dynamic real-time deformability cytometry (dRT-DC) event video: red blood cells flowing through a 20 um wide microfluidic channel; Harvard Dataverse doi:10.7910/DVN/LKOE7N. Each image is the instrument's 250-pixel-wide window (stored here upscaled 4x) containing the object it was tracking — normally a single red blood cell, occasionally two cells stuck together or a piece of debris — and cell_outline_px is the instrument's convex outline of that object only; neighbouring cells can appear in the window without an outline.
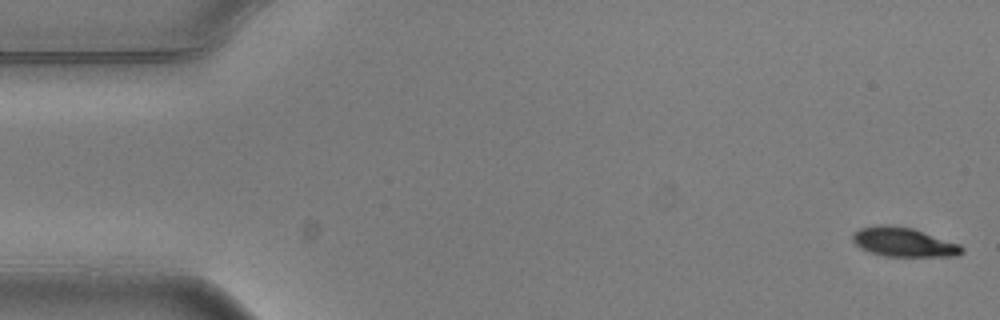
{"species": "common noctule bat (a hibernating species)", "species_latin": "Nyctalus noctula", "temperature_condition": "warm", "stored_images_in_passage": 14, "camera_frame_rate_fps": 3000, "um_per_image_px": 0.085, "animal": {"sex": "male", "body_mass_g": 20.5, "forearm_length_mm": 52.5}, "frame": {"image": 1, "passage_image": 1, "time_ms": 0.0, "image_size_px": [1000, 320], "cell_outline_px": [[964, 252], [956, 256], [884, 256], [860, 248], [852, 240], [852, 232], [860, 228], [880, 224], [888, 224], [912, 228], [960, 244], [964, 248]], "centroid_in_image_um": [76.8, 20.57], "position_along_channel_um": 8.2, "area_um2": 18.61}}
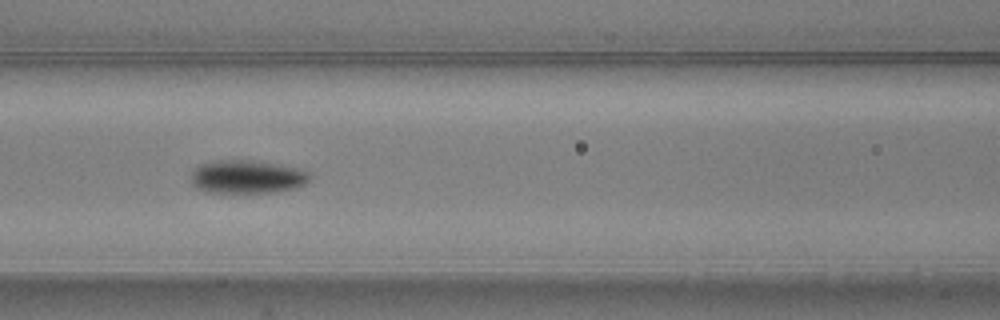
{"frame": {"image": 2, "passage_image": 6, "time_ms": 1.667, "image_size_px": [1000, 320], "cell_outline_px": [[312, 176], [304, 184], [292, 188], [276, 192], [204, 192], [196, 188], [192, 184], [192, 172], [200, 164], [216, 160], [248, 160], [276, 164], [296, 168], [308, 172]], "centroid_in_image_um": [20.97, 15.03], "position_along_channel_um": 145.6, "area_um2": 22.77}}
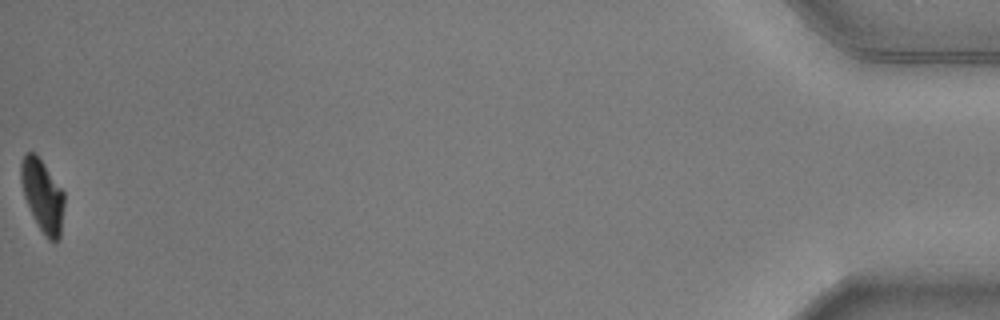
{"frame": {"image": 3, "passage_image": 14, "time_ms": 4.333, "image_size_px": [1000, 320], "cell_outline_px": [[64, 204], [60, 236], [56, 240], [48, 240], [40, 228], [24, 196], [20, 180], [20, 160], [24, 152], [36, 152], [64, 192]], "centroid_in_image_um": [3.6, 16.54], "position_along_channel_um": 431.6, "area_um2": 18.09}}